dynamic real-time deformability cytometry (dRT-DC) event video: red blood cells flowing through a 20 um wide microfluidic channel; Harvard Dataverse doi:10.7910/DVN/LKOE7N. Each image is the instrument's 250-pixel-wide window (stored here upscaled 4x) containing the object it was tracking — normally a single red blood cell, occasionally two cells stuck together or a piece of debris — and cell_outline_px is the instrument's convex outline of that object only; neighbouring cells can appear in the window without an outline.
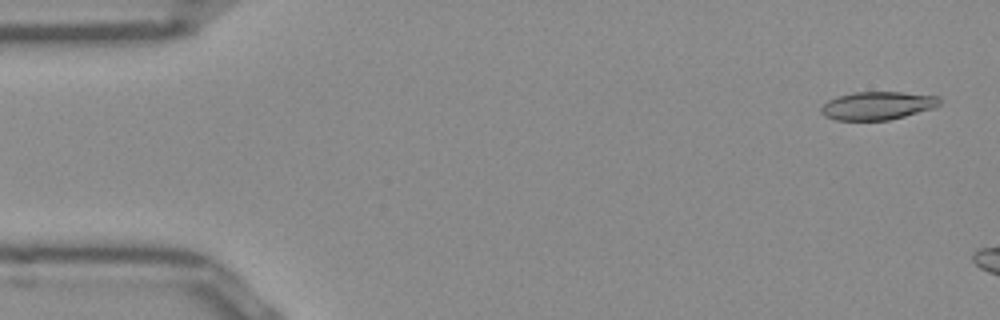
{"species": "Egyptian fruit bat (a non-hibernating species)", "species_latin": "Rousettus aegyptiacus", "temperature_condition": "room temperature", "stored_images_in_passage": 45, "camera_frame_rate_fps": 3000, "um_per_image_px": 0.085, "frame": {"image": 1, "passage_image": 2, "time_ms": 0.333, "image_size_px": [1000, 320], "cell_outline_px": [[940, 104], [932, 108], [904, 116], [888, 120], [836, 120], [824, 116], [820, 112], [820, 108], [828, 100], [836, 96], [852, 92], [900, 92], [936, 96], [940, 100]], "centroid_in_image_um": [74.52, 8.98], "position_along_channel_um": 10.5, "area_um2": 19.31}}
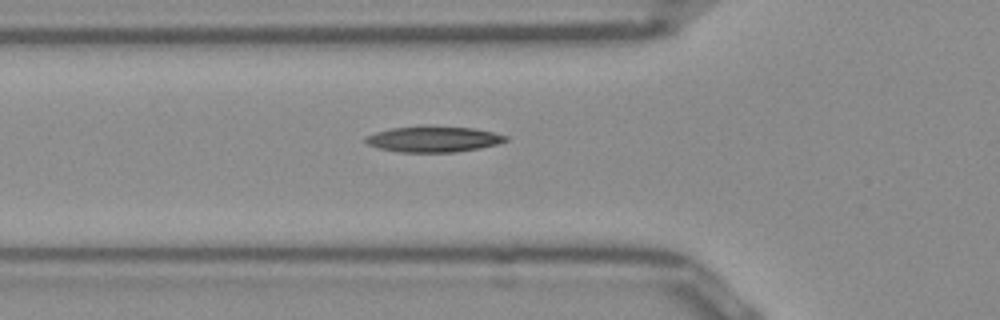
{"frame": {"image": 2, "passage_image": 17, "time_ms": 5.333, "image_size_px": [1000, 320], "cell_outline_px": [[508, 140], [496, 144], [480, 148], [452, 152], [400, 152], [380, 148], [368, 144], [364, 140], [364, 136], [376, 132], [392, 128], [424, 124], [428, 124], [476, 128], [508, 136]], "centroid_in_image_um": [36.84, 11.79], "position_along_channel_um": 89.0, "area_um2": 21.5}}
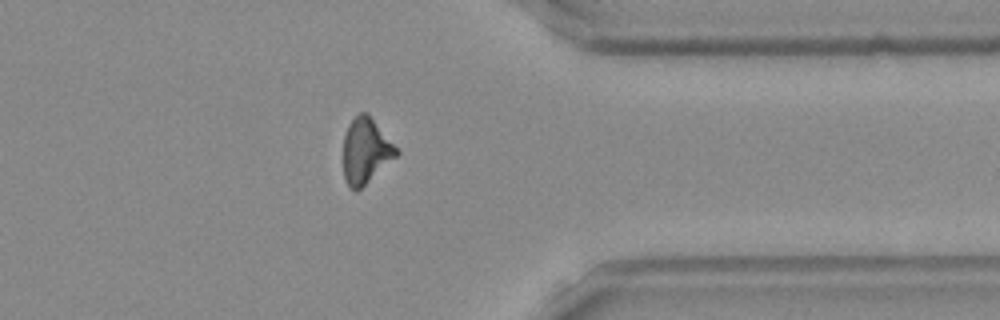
{"frame": {"image": 3, "passage_image": 40, "time_ms": 13.0, "image_size_px": [1000, 320], "cell_outline_px": [[400, 152], [396, 156], [356, 192], [348, 184], [344, 176], [344, 136], [348, 124], [360, 112], [368, 112]], "centroid_in_image_um": [31.08, 12.79], "position_along_channel_um": 380.3, "area_um2": 19.83}, "authors_computed_cell_mechanics": {"area_um2": 20.0566, "velocity_mm_per_s": 3.9407, "shape_relaxation_time_tau1_ms": null, "shape_relaxation_time_tau2_ms": 6.4615, "deformation_change_tau1": null, "deformation_change_tau2": 0.1802}}